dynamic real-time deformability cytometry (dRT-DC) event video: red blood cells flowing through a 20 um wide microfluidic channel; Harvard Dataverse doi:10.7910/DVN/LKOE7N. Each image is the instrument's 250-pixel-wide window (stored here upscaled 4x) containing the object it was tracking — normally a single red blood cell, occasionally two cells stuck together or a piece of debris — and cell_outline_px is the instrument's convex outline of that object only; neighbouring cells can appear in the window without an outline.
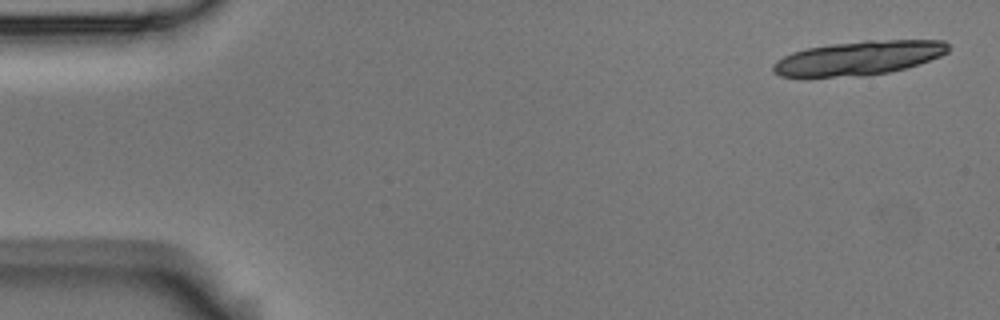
{"species": "Egyptian fruit bat (a non-hibernating species)", "species_latin": "Rousettus aegyptiacus", "temperature_condition": "room temperature", "stored_images_in_passage": 6, "camera_frame_rate_fps": 3000, "um_per_image_px": 0.085, "animal": {"sex": "male"}, "frame": {"image": 1, "passage_image": 1, "time_ms": 0.0, "image_size_px": [1000, 320], "cell_outline_px": [[948, 52], [940, 56], [904, 68], [888, 72], [864, 76], [780, 76], [772, 72], [772, 64], [776, 60], [792, 52], [808, 48], [832, 44], [864, 40], [944, 40], [948, 44]], "centroid_in_image_um": [72.97, 4.92], "position_along_channel_um": 12.0, "area_um2": 34.51}}